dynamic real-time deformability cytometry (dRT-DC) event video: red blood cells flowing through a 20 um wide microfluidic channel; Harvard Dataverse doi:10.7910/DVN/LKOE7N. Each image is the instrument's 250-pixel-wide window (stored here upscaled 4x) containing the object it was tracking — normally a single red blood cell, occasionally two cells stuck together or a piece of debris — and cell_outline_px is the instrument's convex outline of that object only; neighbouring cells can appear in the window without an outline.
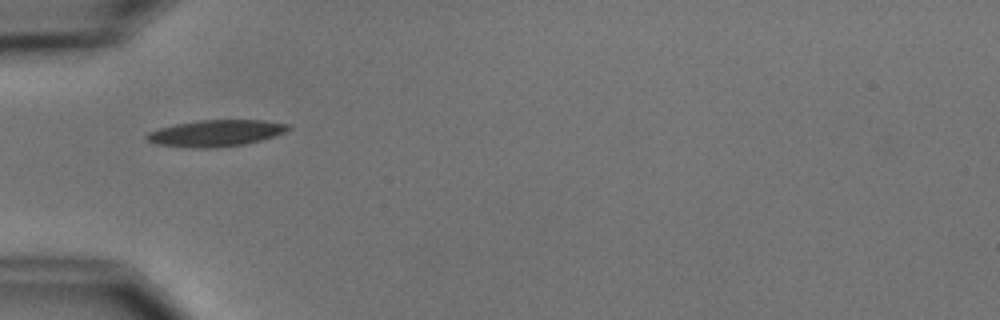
{"species": "common noctule bat (a hibernating species)", "species_latin": "Nyctalus noctula", "temperature_condition": "cold", "stored_images_in_passage": 5, "camera_frame_rate_fps": 3000, "um_per_image_px": 0.085, "animal": {"sex": "male", "body_mass_g": 15.6}, "frame": {"image": 1, "passage_image": 4, "time_ms": 3.667, "image_size_px": [1000, 320], "cell_outline_px": [[292, 128], [284, 132], [260, 140], [244, 144], [208, 148], [204, 148], [156, 144], [148, 140], [144, 136], [148, 132], [160, 128], [176, 124], [200, 120], [264, 120], [288, 124]], "centroid_in_image_um": [18.35, 11.3], "position_along_channel_um": 66.7, "area_um2": 21.44}}